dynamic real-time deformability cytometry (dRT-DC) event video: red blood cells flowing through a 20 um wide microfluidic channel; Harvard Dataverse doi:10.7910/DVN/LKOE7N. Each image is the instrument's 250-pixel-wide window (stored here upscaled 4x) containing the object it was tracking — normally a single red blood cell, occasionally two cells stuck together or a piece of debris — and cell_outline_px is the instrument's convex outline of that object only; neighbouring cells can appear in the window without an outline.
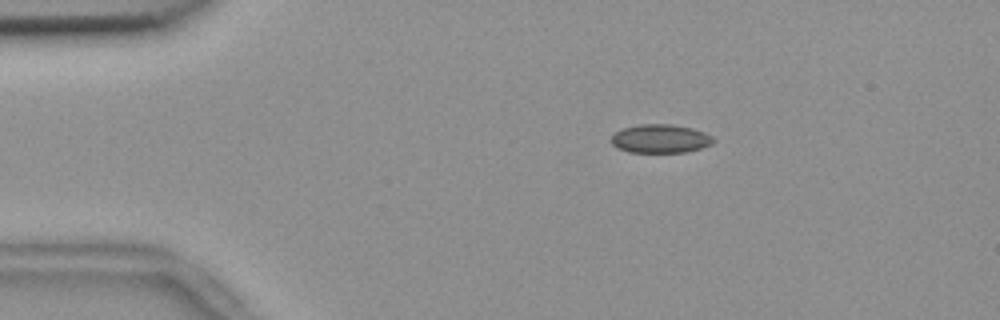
{"species": "common noctule bat (a hibernating species)", "species_latin": "Nyctalus noctula", "temperature_condition": "room temperature", "stored_images_in_passage": 54, "camera_frame_rate_fps": 3000, "um_per_image_px": 0.085, "animal": {"sex": "female", "body_mass_g": 18.4}, "frame": {"image": 1, "passage_image": 9, "time_ms": 2.667, "image_size_px": [1000, 320], "cell_outline_px": [[716, 140], [712, 144], [700, 148], [684, 152], [628, 152], [616, 148], [612, 144], [612, 136], [616, 132], [624, 128], [640, 124], [672, 124], [692, 128], [704, 132], [712, 136]], "centroid_in_image_um": [56.14, 11.79], "position_along_channel_um": 28.9, "area_um2": 16.99}}
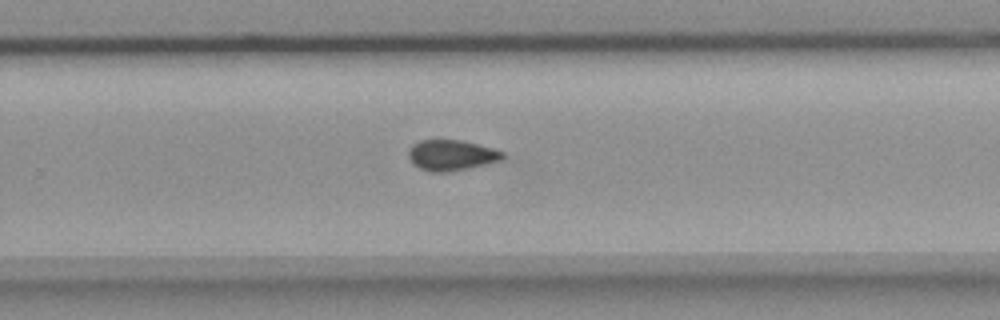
{"frame": {"image": 2, "passage_image": 35, "time_ms": 11.333, "image_size_px": [1000, 320], "cell_outline_px": [[504, 156], [500, 160], [488, 164], [452, 172], [428, 172], [412, 164], [408, 156], [408, 148], [412, 144], [420, 140], [460, 140], [492, 148], [504, 152]], "centroid_in_image_um": [38.33, 13.21], "position_along_channel_um": 291.5, "area_um2": 16.99}}
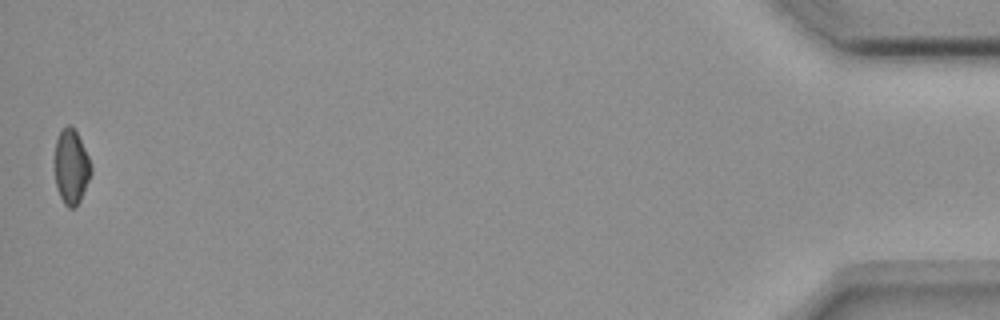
{"frame": {"image": 3, "passage_image": 54, "time_ms": 17.667, "image_size_px": [1000, 320], "cell_outline_px": [[92, 172], [80, 200], [72, 208], [68, 208], [64, 204], [56, 188], [56, 140], [60, 132], [68, 124], [76, 132], [92, 164]], "centroid_in_image_um": [6.07, 14.2], "position_along_channel_um": 429.1, "area_um2": 15.37}, "authors_computed_cell_mechanics": {"area_um2": 16.9643, "velocity_mm_per_s": 3.6613, "shape_relaxation_time_tau1_ms": null, "shape_relaxation_time_tau2_ms": 4.2365, "deformation_change_tau1": null, "deformation_change_tau2": 0.0892}}